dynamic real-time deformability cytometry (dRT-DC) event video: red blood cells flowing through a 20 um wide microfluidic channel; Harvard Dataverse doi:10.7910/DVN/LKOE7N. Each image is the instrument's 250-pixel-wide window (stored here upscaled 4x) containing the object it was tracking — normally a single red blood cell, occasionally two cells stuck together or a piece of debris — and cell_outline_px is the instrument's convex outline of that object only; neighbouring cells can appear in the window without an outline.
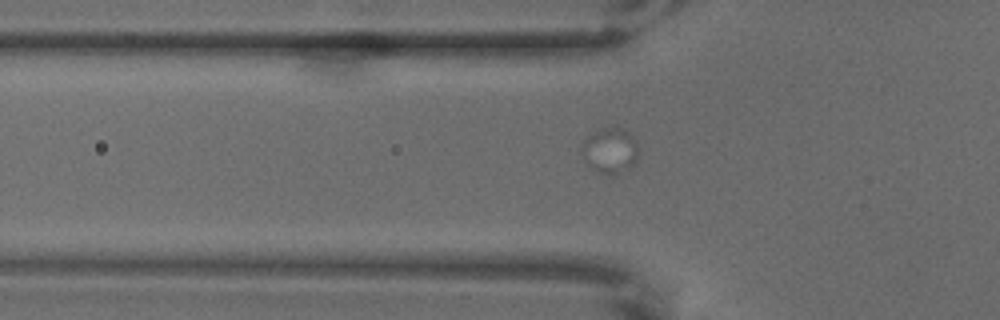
{"species": "common noctule bat (a hibernating species)", "species_latin": "Nyctalus noctula", "temperature_condition": "warm", "stored_images_in_passage": 13, "camera_frame_rate_fps": 3000, "um_per_image_px": 0.085, "animal": {"sex": "male", "body_mass_g": 18.8}, "frame": {"image": 1, "passage_image": 6, "time_ms": 1.667, "image_size_px": [1000, 320], "cell_outline_px": [[636, 164], [616, 176], [612, 176], [596, 172], [584, 160], [580, 152], [580, 144], [592, 132], [608, 124], [616, 124], [632, 132], [636, 140]], "centroid_in_image_um": [51.84, 12.75], "position_along_channel_um": 74.0, "area_um2": 16.01}}
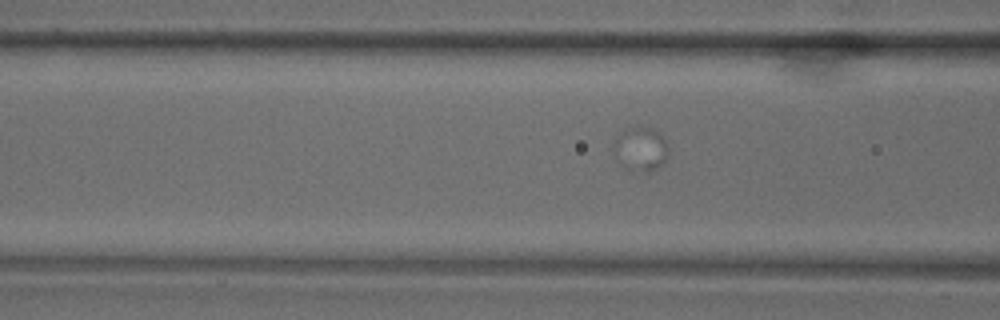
{"frame": {"image": 2, "passage_image": 10, "time_ms": 3.0, "image_size_px": [1000, 320], "cell_outline_px": [[668, 156], [656, 168], [648, 172], [628, 172], [620, 164], [612, 148], [612, 144], [616, 132], [628, 128], [652, 128], [668, 140]], "centroid_in_image_um": [54.4, 12.68], "position_along_channel_um": 112.2, "area_um2": 14.51}}